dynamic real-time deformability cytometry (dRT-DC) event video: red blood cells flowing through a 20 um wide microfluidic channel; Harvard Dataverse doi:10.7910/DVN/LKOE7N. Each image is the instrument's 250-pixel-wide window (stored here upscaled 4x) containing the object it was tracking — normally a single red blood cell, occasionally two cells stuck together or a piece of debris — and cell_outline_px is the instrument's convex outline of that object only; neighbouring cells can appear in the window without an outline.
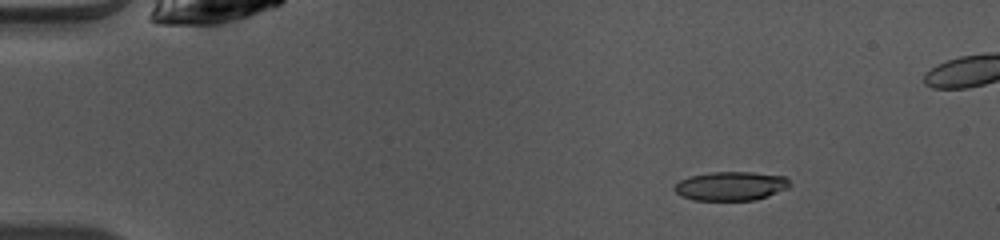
{"species": "common noctule bat (a hibernating species)", "species_latin": "Nyctalus noctula", "temperature_condition": "warm", "stored_images_in_passage": 47, "camera_frame_rate_fps": 3000, "um_per_image_px": 0.085, "animal": {"sex": "female", "body_mass_g": 10.0, "forearm_length_mm": 53.1}, "frame": {"image": 1, "passage_image": 7, "time_ms": 2.0, "image_size_px": [1000, 240], "cell_outline_px": [[792, 184], [788, 188], [768, 196], [756, 200], [692, 200], [680, 196], [672, 188], [680, 180], [688, 176], [712, 172], [752, 172], [784, 176]], "centroid_in_image_um": [62.1, 15.81], "position_along_channel_um": 22.9, "area_um2": 19.59}}
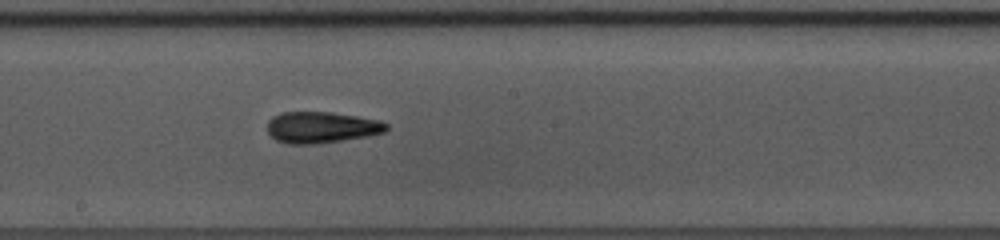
{"frame": {"image": 2, "passage_image": 27, "time_ms": 8.667, "image_size_px": [1000, 240], "cell_outline_px": [[388, 128], [384, 132], [368, 136], [316, 144], [288, 144], [276, 140], [268, 132], [268, 120], [272, 116], [280, 112], [332, 112], [380, 120], [388, 124]], "centroid_in_image_um": [27.31, 10.82], "position_along_channel_um": 220.9, "area_um2": 21.79}}
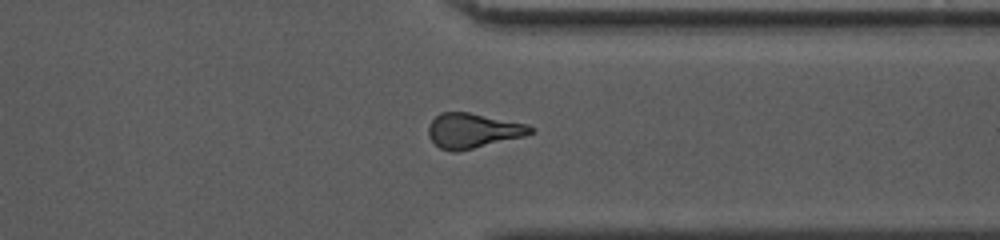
{"frame": {"image": 3, "passage_image": 38, "time_ms": 12.333, "image_size_px": [1000, 240], "cell_outline_px": [[536, 128], [532, 132], [524, 136], [456, 152], [452, 152], [440, 148], [428, 136], [428, 128], [432, 120], [440, 112], [468, 112], [528, 124]], "centroid_in_image_um": [40.2, 11.1], "position_along_channel_um": 371.2, "area_um2": 20.58}}